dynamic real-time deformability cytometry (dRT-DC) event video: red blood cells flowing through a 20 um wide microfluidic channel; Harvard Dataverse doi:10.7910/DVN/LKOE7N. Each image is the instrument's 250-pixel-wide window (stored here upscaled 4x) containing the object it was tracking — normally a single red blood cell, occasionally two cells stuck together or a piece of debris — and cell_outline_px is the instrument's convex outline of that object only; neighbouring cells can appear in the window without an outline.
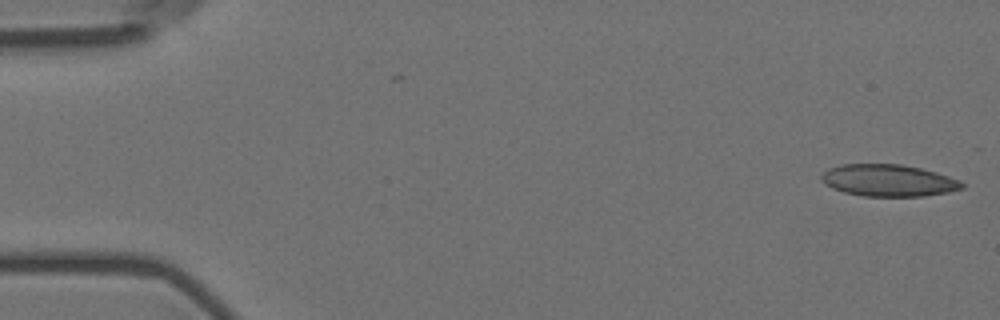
{"species": "Egyptian fruit bat (a non-hibernating species)", "species_latin": "Rousettus aegyptiacus", "temperature_condition": "room temperature", "stored_images_in_passage": 55, "camera_frame_rate_fps": 3000, "um_per_image_px": 0.085, "animal": {"sex": "female"}, "frame": {"image": 1, "passage_image": 1, "time_ms": 0.0, "image_size_px": [1000, 320], "cell_outline_px": [[964, 188], [948, 192], [924, 196], [864, 196], [844, 192], [832, 188], [824, 184], [820, 180], [820, 176], [828, 168], [840, 164], [900, 164], [920, 168], [936, 172], [960, 180], [964, 184]], "centroid_in_image_um": [75.49, 15.33], "position_along_channel_um": 9.5, "area_um2": 26.24}}
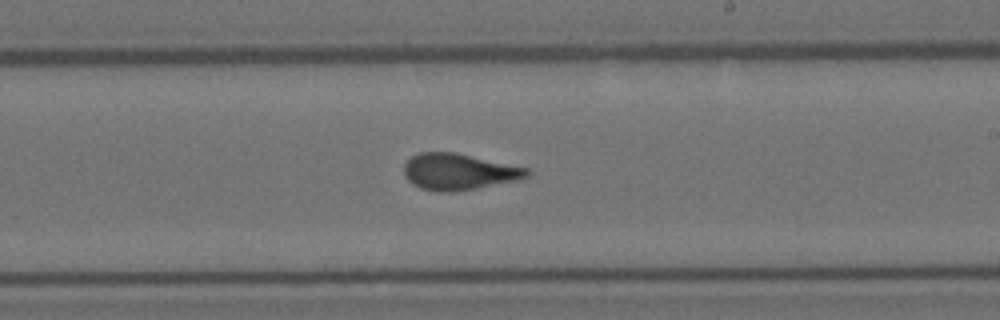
{"frame": {"image": 2, "passage_image": 32, "time_ms": 10.333, "image_size_px": [1000, 320], "cell_outline_px": [[532, 172], [528, 176], [520, 180], [476, 188], [448, 192], [440, 192], [420, 188], [412, 184], [404, 176], [404, 164], [412, 156], [420, 152], [456, 152], [528, 168]], "centroid_in_image_um": [39.0, 14.59], "position_along_channel_um": 250.0, "area_um2": 26.13}}
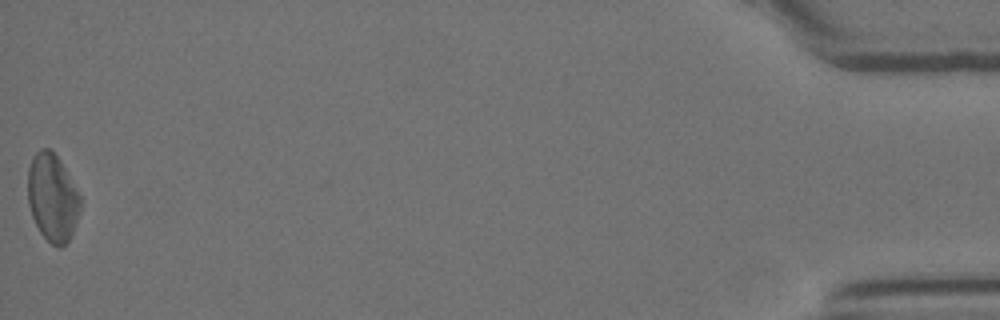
{"frame": {"image": 3, "passage_image": 55, "time_ms": 18.0, "image_size_px": [1000, 320], "cell_outline_px": [[80, 208], [72, 236], [60, 248], [56, 248], [40, 232], [32, 216], [28, 204], [28, 168], [32, 156], [40, 148], [48, 148], [60, 160], [80, 196]], "centroid_in_image_um": [4.44, 16.8], "position_along_channel_um": 430.8, "area_um2": 26.65}, "authors_computed_cell_mechanics": {"area_um2": 26.299, "velocity_mm_per_s": 3.6191, "shape_relaxation_time_tau1_ms": 6.7603, "shape_relaxation_time_tau2_ms": 1.2759, "deformation_change_tau1": 0.1584, "deformation_change_tau2": 0.0743}}